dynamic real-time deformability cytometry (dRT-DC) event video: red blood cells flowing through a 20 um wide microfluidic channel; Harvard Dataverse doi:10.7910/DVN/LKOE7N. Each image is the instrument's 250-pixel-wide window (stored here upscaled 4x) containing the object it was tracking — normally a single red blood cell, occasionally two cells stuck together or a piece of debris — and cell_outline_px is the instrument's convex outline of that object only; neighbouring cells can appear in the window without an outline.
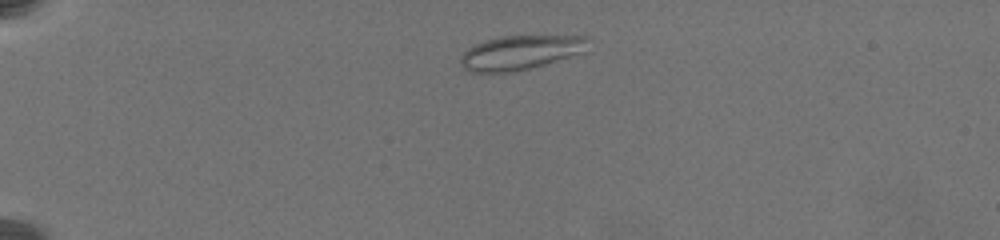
{"species": "common noctule bat (a hibernating species)", "species_latin": "Nyctalus noctula", "temperature_condition": "warm", "stored_images_in_passage": 43, "camera_frame_rate_fps": 3000, "um_per_image_px": 0.085, "animal": {"sex": "female", "body_mass_g": 19.5, "forearm_length_mm": 54.1}, "frame": {"image": 1, "passage_image": 6, "time_ms": 2.333, "image_size_px": [1000, 240], "cell_outline_px": [[592, 40], [584, 52], [544, 64], [528, 68], [504, 72], [472, 72], [464, 68], [460, 64], [460, 56], [468, 48], [476, 44], [500, 36], [584, 36]], "centroid_in_image_um": [44.25, 4.45], "position_along_channel_um": 40.7, "area_um2": 25.14}}
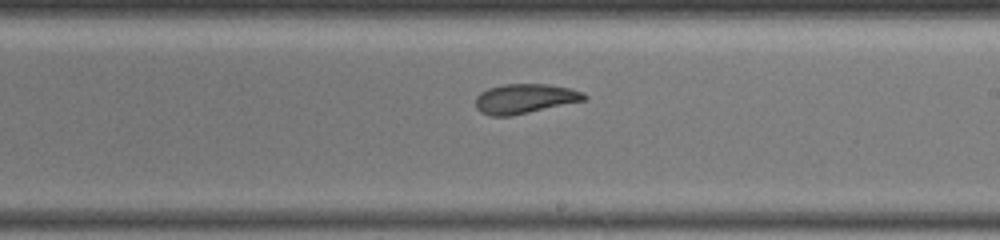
{"frame": {"image": 2, "passage_image": 25, "time_ms": 10.0, "image_size_px": [1000, 240], "cell_outline_px": [[588, 96], [584, 100], [512, 116], [492, 116], [480, 112], [476, 108], [476, 96], [480, 92], [488, 88], [504, 84], [548, 84], [568, 88], [584, 92]], "centroid_in_image_um": [44.58, 8.38], "position_along_channel_um": 244.4, "area_um2": 18.73}}
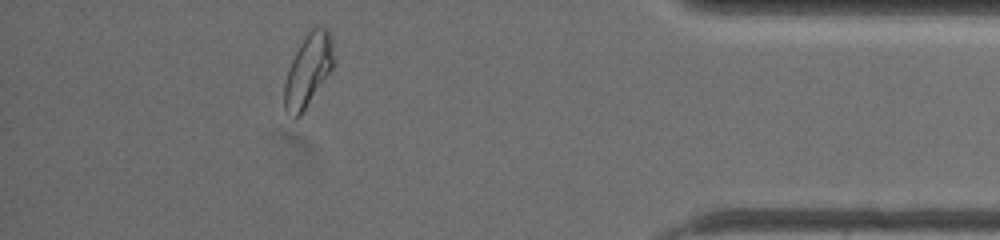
{"frame": {"image": 3, "passage_image": 39, "time_ms": 15.667, "image_size_px": [1000, 240], "cell_outline_px": [[332, 68], [300, 116], [296, 120], [292, 120], [284, 108], [284, 84], [288, 68], [300, 44], [308, 32], [316, 24], [328, 28], [332, 40]], "centroid_in_image_um": [26.16, 5.99], "position_along_channel_um": 409.0, "area_um2": 20.63}, "authors_computed_cell_mechanics": {"area_um2": 20.23, "velocity_mm_per_s": 3.4996, "shape_relaxation_time_tau1_ms": null, "shape_relaxation_time_tau2_ms": 1.8977, "deformation_change_tau1": null, "deformation_change_tau2": 0.0755}}